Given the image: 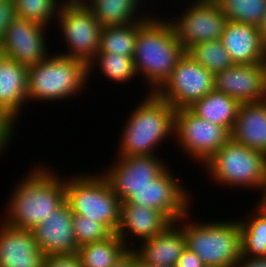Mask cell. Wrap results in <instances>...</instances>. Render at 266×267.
<instances>
[{
    "label": "cell",
    "mask_w": 266,
    "mask_h": 267,
    "mask_svg": "<svg viewBox=\"0 0 266 267\" xmlns=\"http://www.w3.org/2000/svg\"><path fill=\"white\" fill-rule=\"evenodd\" d=\"M38 164L20 178L6 202L1 221L11 227L31 230L65 202V177Z\"/></svg>",
    "instance_id": "6da1fadb"
},
{
    "label": "cell",
    "mask_w": 266,
    "mask_h": 267,
    "mask_svg": "<svg viewBox=\"0 0 266 267\" xmlns=\"http://www.w3.org/2000/svg\"><path fill=\"white\" fill-rule=\"evenodd\" d=\"M155 17L152 14L138 28L133 56L137 76L142 75L151 93L165 83L186 53L167 18Z\"/></svg>",
    "instance_id": "7a4b0ae2"
},
{
    "label": "cell",
    "mask_w": 266,
    "mask_h": 267,
    "mask_svg": "<svg viewBox=\"0 0 266 267\" xmlns=\"http://www.w3.org/2000/svg\"><path fill=\"white\" fill-rule=\"evenodd\" d=\"M147 93L127 117L117 156L157 155L160 143L174 135L176 110L156 93Z\"/></svg>",
    "instance_id": "3957f363"
},
{
    "label": "cell",
    "mask_w": 266,
    "mask_h": 267,
    "mask_svg": "<svg viewBox=\"0 0 266 267\" xmlns=\"http://www.w3.org/2000/svg\"><path fill=\"white\" fill-rule=\"evenodd\" d=\"M189 212L176 221L183 230L186 247L206 267H235L242 257L240 220L192 222Z\"/></svg>",
    "instance_id": "277c9868"
},
{
    "label": "cell",
    "mask_w": 266,
    "mask_h": 267,
    "mask_svg": "<svg viewBox=\"0 0 266 267\" xmlns=\"http://www.w3.org/2000/svg\"><path fill=\"white\" fill-rule=\"evenodd\" d=\"M53 54L27 67V101L58 102L86 88L88 65L77 58Z\"/></svg>",
    "instance_id": "5b68a950"
},
{
    "label": "cell",
    "mask_w": 266,
    "mask_h": 267,
    "mask_svg": "<svg viewBox=\"0 0 266 267\" xmlns=\"http://www.w3.org/2000/svg\"><path fill=\"white\" fill-rule=\"evenodd\" d=\"M209 179L232 189L263 191L266 184V155L229 139L203 165Z\"/></svg>",
    "instance_id": "8992f818"
},
{
    "label": "cell",
    "mask_w": 266,
    "mask_h": 267,
    "mask_svg": "<svg viewBox=\"0 0 266 267\" xmlns=\"http://www.w3.org/2000/svg\"><path fill=\"white\" fill-rule=\"evenodd\" d=\"M96 174L65 177V201L73 214L102 223L113 234L120 226L121 200L102 173Z\"/></svg>",
    "instance_id": "52a82bcc"
},
{
    "label": "cell",
    "mask_w": 266,
    "mask_h": 267,
    "mask_svg": "<svg viewBox=\"0 0 266 267\" xmlns=\"http://www.w3.org/2000/svg\"><path fill=\"white\" fill-rule=\"evenodd\" d=\"M173 137L177 148L203 165L231 138V133L221 125L197 117L188 108H181L175 111Z\"/></svg>",
    "instance_id": "ba28073f"
},
{
    "label": "cell",
    "mask_w": 266,
    "mask_h": 267,
    "mask_svg": "<svg viewBox=\"0 0 266 267\" xmlns=\"http://www.w3.org/2000/svg\"><path fill=\"white\" fill-rule=\"evenodd\" d=\"M55 21L68 47V53L60 54L88 64L99 51L102 30L92 11L87 6L60 5Z\"/></svg>",
    "instance_id": "9c48e42d"
},
{
    "label": "cell",
    "mask_w": 266,
    "mask_h": 267,
    "mask_svg": "<svg viewBox=\"0 0 266 267\" xmlns=\"http://www.w3.org/2000/svg\"><path fill=\"white\" fill-rule=\"evenodd\" d=\"M212 90L214 75L185 53L155 93L177 110L190 107Z\"/></svg>",
    "instance_id": "30bf717a"
},
{
    "label": "cell",
    "mask_w": 266,
    "mask_h": 267,
    "mask_svg": "<svg viewBox=\"0 0 266 267\" xmlns=\"http://www.w3.org/2000/svg\"><path fill=\"white\" fill-rule=\"evenodd\" d=\"M188 4L180 17L168 19L185 51L194 44L220 40L228 19L217 4L213 0H191Z\"/></svg>",
    "instance_id": "8fae6325"
},
{
    "label": "cell",
    "mask_w": 266,
    "mask_h": 267,
    "mask_svg": "<svg viewBox=\"0 0 266 267\" xmlns=\"http://www.w3.org/2000/svg\"><path fill=\"white\" fill-rule=\"evenodd\" d=\"M167 166L148 186L136 189L123 201L142 205L162 212L172 223L179 220L190 210L192 205L189 190L181 184ZM183 185V186H182Z\"/></svg>",
    "instance_id": "7c38bea8"
},
{
    "label": "cell",
    "mask_w": 266,
    "mask_h": 267,
    "mask_svg": "<svg viewBox=\"0 0 266 267\" xmlns=\"http://www.w3.org/2000/svg\"><path fill=\"white\" fill-rule=\"evenodd\" d=\"M113 165L102 175L114 194L123 202L132 191L149 185L168 165L157 155L116 156Z\"/></svg>",
    "instance_id": "4fadbf2b"
},
{
    "label": "cell",
    "mask_w": 266,
    "mask_h": 267,
    "mask_svg": "<svg viewBox=\"0 0 266 267\" xmlns=\"http://www.w3.org/2000/svg\"><path fill=\"white\" fill-rule=\"evenodd\" d=\"M47 28L16 17L6 28L1 41L6 57L26 67L46 59L50 54L45 41Z\"/></svg>",
    "instance_id": "5bb4252c"
},
{
    "label": "cell",
    "mask_w": 266,
    "mask_h": 267,
    "mask_svg": "<svg viewBox=\"0 0 266 267\" xmlns=\"http://www.w3.org/2000/svg\"><path fill=\"white\" fill-rule=\"evenodd\" d=\"M214 90L240 104L266 101V63L234 64L214 74Z\"/></svg>",
    "instance_id": "9a60e30c"
},
{
    "label": "cell",
    "mask_w": 266,
    "mask_h": 267,
    "mask_svg": "<svg viewBox=\"0 0 266 267\" xmlns=\"http://www.w3.org/2000/svg\"><path fill=\"white\" fill-rule=\"evenodd\" d=\"M73 215L65 201L44 222L31 229L36 244L46 256L77 253L79 247L72 226Z\"/></svg>",
    "instance_id": "2e32d148"
},
{
    "label": "cell",
    "mask_w": 266,
    "mask_h": 267,
    "mask_svg": "<svg viewBox=\"0 0 266 267\" xmlns=\"http://www.w3.org/2000/svg\"><path fill=\"white\" fill-rule=\"evenodd\" d=\"M45 257L31 230L0 220V267H43Z\"/></svg>",
    "instance_id": "e0dca14e"
},
{
    "label": "cell",
    "mask_w": 266,
    "mask_h": 267,
    "mask_svg": "<svg viewBox=\"0 0 266 267\" xmlns=\"http://www.w3.org/2000/svg\"><path fill=\"white\" fill-rule=\"evenodd\" d=\"M220 41L234 64L266 63V43L258 26L228 20Z\"/></svg>",
    "instance_id": "ac0fdd59"
},
{
    "label": "cell",
    "mask_w": 266,
    "mask_h": 267,
    "mask_svg": "<svg viewBox=\"0 0 266 267\" xmlns=\"http://www.w3.org/2000/svg\"><path fill=\"white\" fill-rule=\"evenodd\" d=\"M170 224L172 222L156 209L121 202L120 226L116 234L129 249H132L134 244L130 247V238L141 240L139 242L151 239L162 233Z\"/></svg>",
    "instance_id": "d6986e66"
},
{
    "label": "cell",
    "mask_w": 266,
    "mask_h": 267,
    "mask_svg": "<svg viewBox=\"0 0 266 267\" xmlns=\"http://www.w3.org/2000/svg\"><path fill=\"white\" fill-rule=\"evenodd\" d=\"M139 243L132 248L139 256V263L165 267H175L178 258L187 248L183 230L176 222L170 224L162 233Z\"/></svg>",
    "instance_id": "ffe728a7"
},
{
    "label": "cell",
    "mask_w": 266,
    "mask_h": 267,
    "mask_svg": "<svg viewBox=\"0 0 266 267\" xmlns=\"http://www.w3.org/2000/svg\"><path fill=\"white\" fill-rule=\"evenodd\" d=\"M27 67L10 58L0 62V107L16 122L27 101Z\"/></svg>",
    "instance_id": "44dd1931"
},
{
    "label": "cell",
    "mask_w": 266,
    "mask_h": 267,
    "mask_svg": "<svg viewBox=\"0 0 266 267\" xmlns=\"http://www.w3.org/2000/svg\"><path fill=\"white\" fill-rule=\"evenodd\" d=\"M231 139L266 155V101L240 104Z\"/></svg>",
    "instance_id": "7402d4cb"
},
{
    "label": "cell",
    "mask_w": 266,
    "mask_h": 267,
    "mask_svg": "<svg viewBox=\"0 0 266 267\" xmlns=\"http://www.w3.org/2000/svg\"><path fill=\"white\" fill-rule=\"evenodd\" d=\"M240 103L227 94L212 90L188 109L197 117L225 127L230 133L234 127Z\"/></svg>",
    "instance_id": "603a6c76"
},
{
    "label": "cell",
    "mask_w": 266,
    "mask_h": 267,
    "mask_svg": "<svg viewBox=\"0 0 266 267\" xmlns=\"http://www.w3.org/2000/svg\"><path fill=\"white\" fill-rule=\"evenodd\" d=\"M141 2L144 0H91L87 7L102 27L122 26L148 19L152 15L138 11L143 5Z\"/></svg>",
    "instance_id": "cb8c5ba5"
},
{
    "label": "cell",
    "mask_w": 266,
    "mask_h": 267,
    "mask_svg": "<svg viewBox=\"0 0 266 267\" xmlns=\"http://www.w3.org/2000/svg\"><path fill=\"white\" fill-rule=\"evenodd\" d=\"M253 209L247 219H239L241 254L246 258H266V205L258 201Z\"/></svg>",
    "instance_id": "d4e9b609"
},
{
    "label": "cell",
    "mask_w": 266,
    "mask_h": 267,
    "mask_svg": "<svg viewBox=\"0 0 266 267\" xmlns=\"http://www.w3.org/2000/svg\"><path fill=\"white\" fill-rule=\"evenodd\" d=\"M129 248L113 233L103 241L88 243L78 248L82 267H111Z\"/></svg>",
    "instance_id": "484cf974"
},
{
    "label": "cell",
    "mask_w": 266,
    "mask_h": 267,
    "mask_svg": "<svg viewBox=\"0 0 266 267\" xmlns=\"http://www.w3.org/2000/svg\"><path fill=\"white\" fill-rule=\"evenodd\" d=\"M146 20L122 26L102 27L98 52L133 57L138 28Z\"/></svg>",
    "instance_id": "4316f807"
},
{
    "label": "cell",
    "mask_w": 266,
    "mask_h": 267,
    "mask_svg": "<svg viewBox=\"0 0 266 267\" xmlns=\"http://www.w3.org/2000/svg\"><path fill=\"white\" fill-rule=\"evenodd\" d=\"M88 65V81L93 70L100 68L101 74L114 83H127L136 78L134 60L132 56H121L112 53L97 52ZM98 65V66H97ZM96 66V67H95Z\"/></svg>",
    "instance_id": "83f0119b"
},
{
    "label": "cell",
    "mask_w": 266,
    "mask_h": 267,
    "mask_svg": "<svg viewBox=\"0 0 266 267\" xmlns=\"http://www.w3.org/2000/svg\"><path fill=\"white\" fill-rule=\"evenodd\" d=\"M222 14L238 23L259 26L266 11V0H213Z\"/></svg>",
    "instance_id": "f1b7e54d"
},
{
    "label": "cell",
    "mask_w": 266,
    "mask_h": 267,
    "mask_svg": "<svg viewBox=\"0 0 266 267\" xmlns=\"http://www.w3.org/2000/svg\"><path fill=\"white\" fill-rule=\"evenodd\" d=\"M186 53L213 75L234 65L220 40L194 44Z\"/></svg>",
    "instance_id": "f546056e"
},
{
    "label": "cell",
    "mask_w": 266,
    "mask_h": 267,
    "mask_svg": "<svg viewBox=\"0 0 266 267\" xmlns=\"http://www.w3.org/2000/svg\"><path fill=\"white\" fill-rule=\"evenodd\" d=\"M60 0H12L15 5L16 16L30 20L46 27L56 20ZM52 20V21H51ZM51 22V23H50Z\"/></svg>",
    "instance_id": "4dcf8cb0"
},
{
    "label": "cell",
    "mask_w": 266,
    "mask_h": 267,
    "mask_svg": "<svg viewBox=\"0 0 266 267\" xmlns=\"http://www.w3.org/2000/svg\"><path fill=\"white\" fill-rule=\"evenodd\" d=\"M72 226L78 247L107 239L112 233L102 224L83 215L74 214Z\"/></svg>",
    "instance_id": "1f68e13d"
},
{
    "label": "cell",
    "mask_w": 266,
    "mask_h": 267,
    "mask_svg": "<svg viewBox=\"0 0 266 267\" xmlns=\"http://www.w3.org/2000/svg\"><path fill=\"white\" fill-rule=\"evenodd\" d=\"M15 5L12 0L0 2V42L3 40L6 28L16 18Z\"/></svg>",
    "instance_id": "d6a6232c"
},
{
    "label": "cell",
    "mask_w": 266,
    "mask_h": 267,
    "mask_svg": "<svg viewBox=\"0 0 266 267\" xmlns=\"http://www.w3.org/2000/svg\"><path fill=\"white\" fill-rule=\"evenodd\" d=\"M43 267H82L78 256L58 255L46 256Z\"/></svg>",
    "instance_id": "836d02e7"
},
{
    "label": "cell",
    "mask_w": 266,
    "mask_h": 267,
    "mask_svg": "<svg viewBox=\"0 0 266 267\" xmlns=\"http://www.w3.org/2000/svg\"><path fill=\"white\" fill-rule=\"evenodd\" d=\"M175 267H206V266L196 253L186 248L184 252L181 254V256L178 258Z\"/></svg>",
    "instance_id": "e575fe53"
},
{
    "label": "cell",
    "mask_w": 266,
    "mask_h": 267,
    "mask_svg": "<svg viewBox=\"0 0 266 267\" xmlns=\"http://www.w3.org/2000/svg\"><path fill=\"white\" fill-rule=\"evenodd\" d=\"M15 124H0V155L3 153L4 149L9 146L13 141L11 140L15 133ZM2 152V153H1Z\"/></svg>",
    "instance_id": "d590c367"
},
{
    "label": "cell",
    "mask_w": 266,
    "mask_h": 267,
    "mask_svg": "<svg viewBox=\"0 0 266 267\" xmlns=\"http://www.w3.org/2000/svg\"><path fill=\"white\" fill-rule=\"evenodd\" d=\"M111 267H139V256L128 249Z\"/></svg>",
    "instance_id": "8d00e7d4"
},
{
    "label": "cell",
    "mask_w": 266,
    "mask_h": 267,
    "mask_svg": "<svg viewBox=\"0 0 266 267\" xmlns=\"http://www.w3.org/2000/svg\"><path fill=\"white\" fill-rule=\"evenodd\" d=\"M235 267H266V258L241 257Z\"/></svg>",
    "instance_id": "74e56055"
},
{
    "label": "cell",
    "mask_w": 266,
    "mask_h": 267,
    "mask_svg": "<svg viewBox=\"0 0 266 267\" xmlns=\"http://www.w3.org/2000/svg\"><path fill=\"white\" fill-rule=\"evenodd\" d=\"M91 0H60L61 5L87 6Z\"/></svg>",
    "instance_id": "f35d334b"
},
{
    "label": "cell",
    "mask_w": 266,
    "mask_h": 267,
    "mask_svg": "<svg viewBox=\"0 0 266 267\" xmlns=\"http://www.w3.org/2000/svg\"><path fill=\"white\" fill-rule=\"evenodd\" d=\"M16 122L0 107V124H15Z\"/></svg>",
    "instance_id": "ab89813d"
},
{
    "label": "cell",
    "mask_w": 266,
    "mask_h": 267,
    "mask_svg": "<svg viewBox=\"0 0 266 267\" xmlns=\"http://www.w3.org/2000/svg\"><path fill=\"white\" fill-rule=\"evenodd\" d=\"M258 27L262 36V40L266 43V11L263 20Z\"/></svg>",
    "instance_id": "60d3db41"
},
{
    "label": "cell",
    "mask_w": 266,
    "mask_h": 267,
    "mask_svg": "<svg viewBox=\"0 0 266 267\" xmlns=\"http://www.w3.org/2000/svg\"><path fill=\"white\" fill-rule=\"evenodd\" d=\"M262 192L263 193H261L262 195H261V198L259 199V201H260L259 203L266 205V184H265Z\"/></svg>",
    "instance_id": "b9f144b4"
},
{
    "label": "cell",
    "mask_w": 266,
    "mask_h": 267,
    "mask_svg": "<svg viewBox=\"0 0 266 267\" xmlns=\"http://www.w3.org/2000/svg\"><path fill=\"white\" fill-rule=\"evenodd\" d=\"M139 267H165L162 265H154V264H148V263H139Z\"/></svg>",
    "instance_id": "7bdbcfd3"
},
{
    "label": "cell",
    "mask_w": 266,
    "mask_h": 267,
    "mask_svg": "<svg viewBox=\"0 0 266 267\" xmlns=\"http://www.w3.org/2000/svg\"><path fill=\"white\" fill-rule=\"evenodd\" d=\"M6 58L5 50L2 48L1 42H0V62Z\"/></svg>",
    "instance_id": "ee69618b"
}]
</instances>
